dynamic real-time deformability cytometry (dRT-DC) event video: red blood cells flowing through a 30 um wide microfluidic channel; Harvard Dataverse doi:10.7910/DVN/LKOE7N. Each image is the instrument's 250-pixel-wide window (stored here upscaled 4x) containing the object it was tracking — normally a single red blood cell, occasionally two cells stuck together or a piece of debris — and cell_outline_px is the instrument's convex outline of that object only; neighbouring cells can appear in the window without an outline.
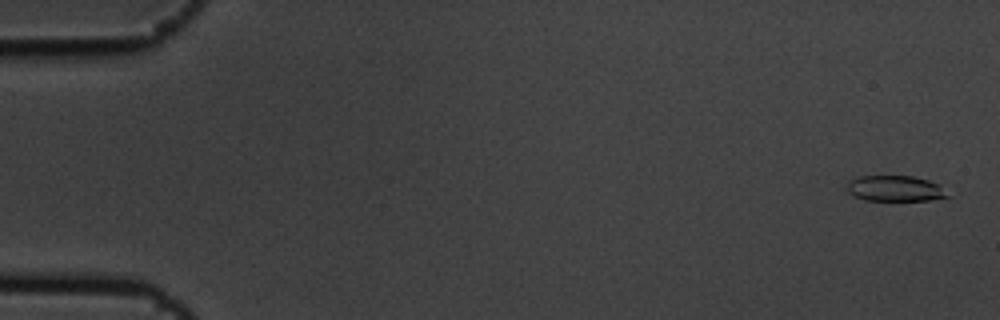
{"species": "common noctule bat (a hibernating species)", "species_latin": "Nyctalus noctula", "temperature_condition": "cold", "stored_images_in_passage": 6, "camera_frame_rate_fps": 3000, "um_per_image_px": 0.085, "animal": {"sex": "male", "body_mass_g": 19.5, "forearm_length_mm": 54.6}, "frame": {"image": 1, "passage_image": 1, "time_ms": 0.0, "image_size_px": [1000, 320], "cell_outline_px": [[952, 196], [928, 200], [864, 200], [852, 196], [844, 188], [848, 180], [860, 176], [912, 176], [928, 180], [940, 184]], "centroid_in_image_um": [76.06, 16.02], "position_along_channel_um": 8.9, "area_um2": 15.37}}
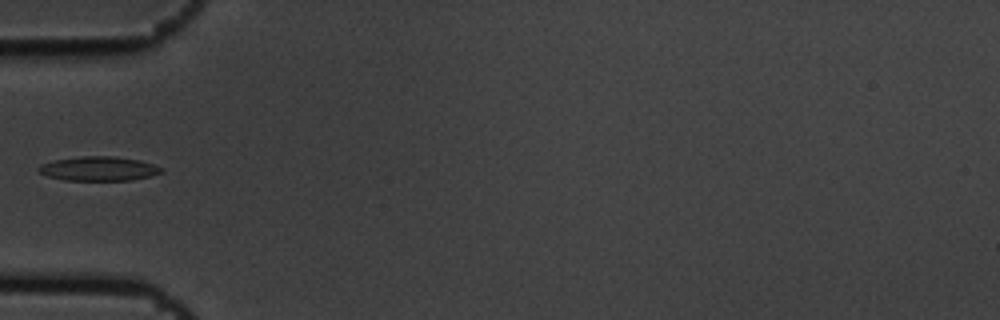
{"frame": {"image": 2, "passage_image": 5, "time_ms": 1.333, "image_size_px": [1000, 320], "cell_outline_px": [[164, 172], [132, 180], [64, 180], [48, 176], [40, 172], [36, 168], [40, 164], [56, 160], [84, 156], [112, 156], [140, 160], [164, 168]], "centroid_in_image_um": [8.4, 14.34], "position_along_channel_um": 76.6, "area_um2": 17.22}}
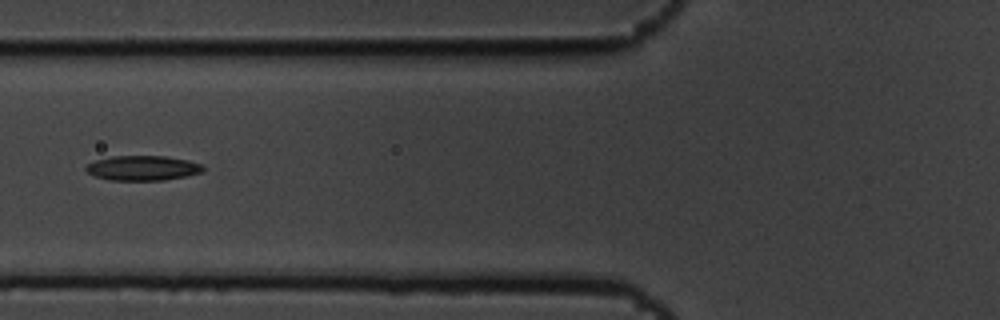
{"frame": {"image": 3, "passage_image": 6, "time_ms": 1.667, "image_size_px": [1000, 320], "cell_outline_px": [[204, 172], [164, 180], [108, 180], [96, 176], [88, 172], [84, 168], [88, 164], [96, 160], [112, 156], [164, 156], [188, 160], [200, 164], [204, 168]], "centroid_in_image_um": [12.13, 14.28], "position_along_channel_um": 113.7, "area_um2": 16.82}}